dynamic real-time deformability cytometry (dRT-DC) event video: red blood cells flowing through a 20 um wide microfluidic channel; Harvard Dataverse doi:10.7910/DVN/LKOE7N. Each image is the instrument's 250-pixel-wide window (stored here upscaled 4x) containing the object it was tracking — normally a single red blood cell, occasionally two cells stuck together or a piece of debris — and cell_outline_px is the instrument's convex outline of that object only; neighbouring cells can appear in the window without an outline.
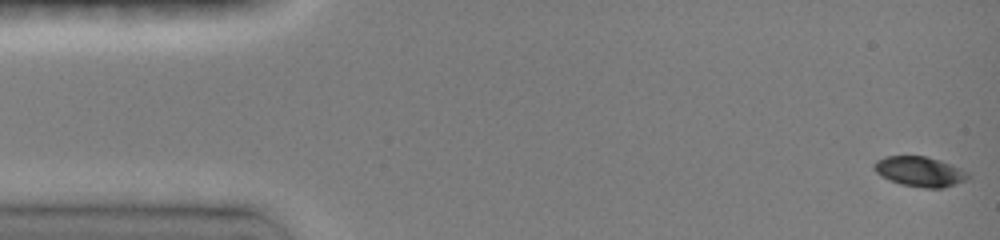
{"species": "common noctule bat (a hibernating species)", "species_latin": "Nyctalus noctula", "temperature_condition": "room temperature", "stored_images_in_passage": 45, "camera_frame_rate_fps": 3000, "um_per_image_px": 0.085, "animal": {"sex": "female", "body_mass_g": 19.0, "forearm_length_mm": 51.5}, "frame": {"image": 1, "passage_image": 1, "time_ms": 0.0, "image_size_px": [1000, 240], "cell_outline_px": [[972, 176], [968, 180], [944, 188], [924, 188], [900, 184], [888, 180], [880, 176], [872, 168], [872, 164], [876, 160], [884, 156], [924, 156], [940, 160], [960, 168], [968, 172]], "centroid_in_image_um": [78.17, 14.59], "position_along_channel_um": 6.8, "area_um2": 16.76}}
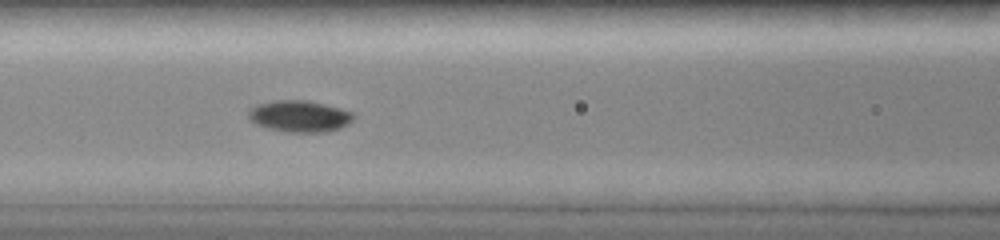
{"frame": {"image": 2, "passage_image": 28, "time_ms": 6.333, "image_size_px": [1000, 240], "cell_outline_px": [[356, 116], [348, 124], [340, 128], [324, 132], [284, 132], [268, 128], [256, 124], [248, 116], [248, 112], [252, 108], [260, 104], [272, 100], [304, 100], [340, 108], [352, 112]], "centroid_in_image_um": [25.48, 9.88], "position_along_channel_um": 141.1, "area_um2": 19.13}}
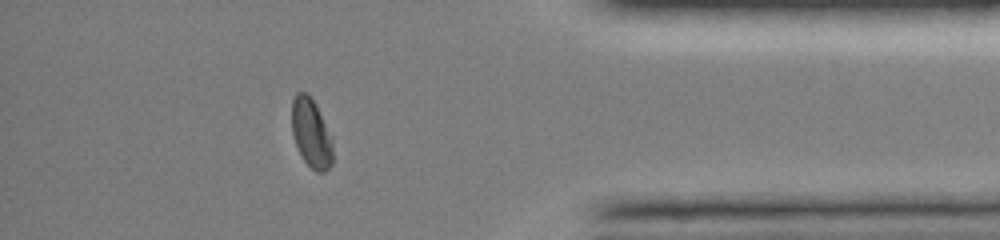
{"frame": {"image": 3, "passage_image": 41, "time_ms": 13.333, "image_size_px": [1000, 240], "cell_outline_px": [[332, 164], [324, 172], [316, 172], [304, 160], [296, 144], [292, 132], [292, 100], [296, 92], [308, 92], [316, 104], [332, 136]], "centroid_in_image_um": [26.46, 11.28], "position_along_channel_um": 408.7, "area_um2": 16.53}, "authors_computed_cell_mechanics": {"area_um2": 16.9354, "velocity_mm_per_s": 4.0989, "shape_relaxation_time_tau1_ms": 2.3201, "shape_relaxation_time_tau2_ms": null, "deformation_change_tau1": 0.1469, "deformation_change_tau2": null}}